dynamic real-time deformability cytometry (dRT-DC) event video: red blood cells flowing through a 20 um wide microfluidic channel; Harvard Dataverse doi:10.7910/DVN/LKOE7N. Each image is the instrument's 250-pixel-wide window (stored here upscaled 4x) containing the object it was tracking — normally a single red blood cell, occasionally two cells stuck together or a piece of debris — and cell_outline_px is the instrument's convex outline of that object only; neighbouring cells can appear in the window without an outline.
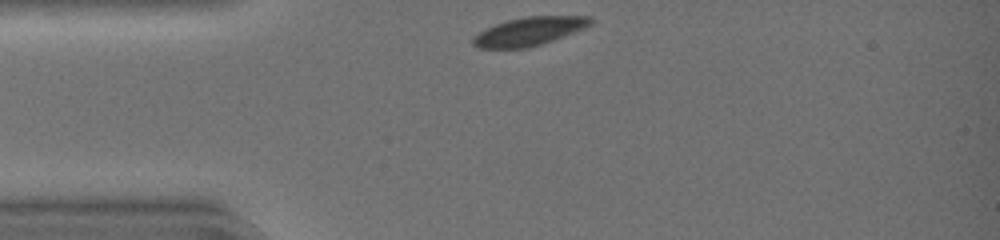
{"species": "common noctule bat (a hibernating species)", "species_latin": "Nyctalus noctula", "temperature_condition": "warm", "stored_images_in_passage": 29, "camera_frame_rate_fps": 3000, "um_per_image_px": 0.085, "animal": {"sex": "female", "body_mass_g": 19.0, "forearm_length_mm": 51.5}, "frame": {"image": 1, "passage_image": 1, "time_ms": 0.0, "image_size_px": [1000, 240], "cell_outline_px": [[592, 24], [584, 28], [552, 40], [528, 48], [480, 48], [472, 44], [472, 40], [480, 32], [496, 24], [508, 20], [524, 16], [592, 16]], "centroid_in_image_um": [45.0, 2.66], "position_along_channel_um": 40.0, "area_um2": 19.13}}
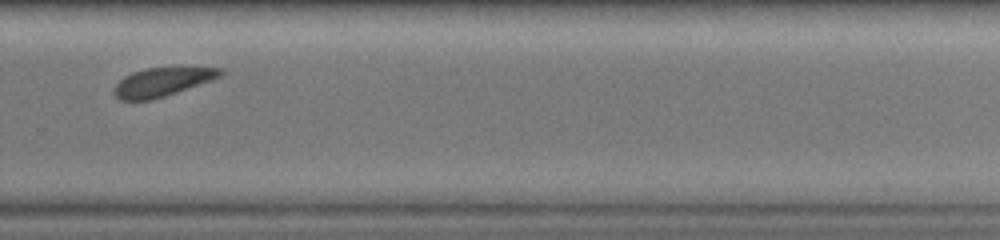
{"frame": {"image": 2, "passage_image": 22, "time_ms": 7.0, "image_size_px": [1000, 240], "cell_outline_px": [[228, 72], [224, 76], [152, 100], [120, 100], [116, 96], [116, 84], [124, 76], [132, 72], [144, 68], [180, 64], [224, 68]], "centroid_in_image_um": [13.96, 6.87], "position_along_channel_um": 315.8, "area_um2": 18.73}}
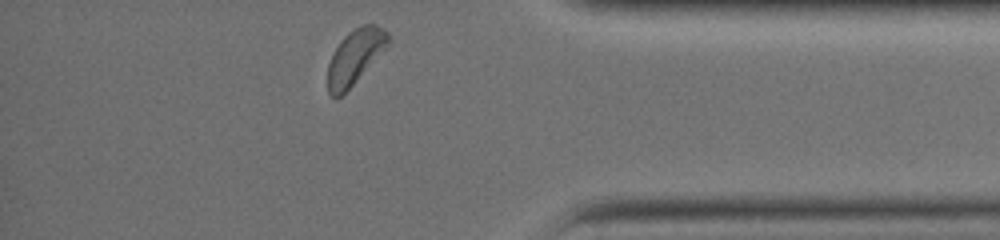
{"frame": {"image": 3, "passage_image": 29, "time_ms": 9.333, "image_size_px": [1000, 240], "cell_outline_px": [[392, 40], [352, 84], [336, 100], [328, 92], [328, 64], [332, 52], [340, 40], [348, 32], [364, 24], [376, 24], [384, 28], [392, 36]], "centroid_in_image_um": [30.17, 4.77], "position_along_channel_um": 405.0, "area_um2": 19.02}, "authors_computed_cell_mechanics": {"area_um2": 19.7676, "velocity_mm_per_s": 4.2615, "shape_relaxation_time_tau1_ms": 2.2184, "shape_relaxation_time_tau2_ms": null, "deformation_change_tau1": 0.0885, "deformation_change_tau2": null}}